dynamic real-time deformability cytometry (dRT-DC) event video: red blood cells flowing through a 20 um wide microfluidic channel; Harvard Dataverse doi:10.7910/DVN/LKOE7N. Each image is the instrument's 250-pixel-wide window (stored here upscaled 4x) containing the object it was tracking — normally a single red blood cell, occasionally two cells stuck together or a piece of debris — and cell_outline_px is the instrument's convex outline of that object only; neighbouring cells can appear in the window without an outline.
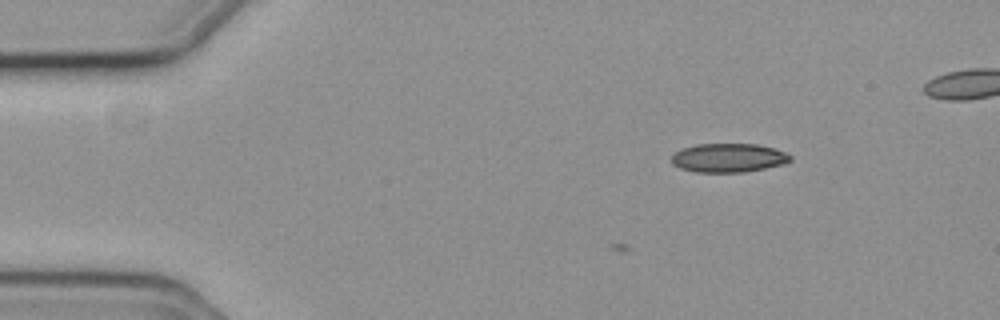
{"species": "common noctule bat (a hibernating species)", "species_latin": "Nyctalus noctula", "temperature_condition": "cold", "stored_images_in_passage": 2, "camera_frame_rate_fps": 3000, "um_per_image_px": 0.085, "animal": {"sex": "female", "body_mass_g": 19.3, "forearm_length_mm": 54.1}, "frame": {"image": 1, "passage_image": 2, "time_ms": 0.333, "image_size_px": [1000, 320], "cell_outline_px": [[792, 160], [784, 164], [744, 172], [696, 172], [680, 168], [672, 164], [672, 156], [676, 152], [684, 148], [696, 144], [756, 144], [776, 148], [788, 152], [792, 156]], "centroid_in_image_um": [61.97, 13.41], "position_along_channel_um": 23.0, "area_um2": 20.06}}